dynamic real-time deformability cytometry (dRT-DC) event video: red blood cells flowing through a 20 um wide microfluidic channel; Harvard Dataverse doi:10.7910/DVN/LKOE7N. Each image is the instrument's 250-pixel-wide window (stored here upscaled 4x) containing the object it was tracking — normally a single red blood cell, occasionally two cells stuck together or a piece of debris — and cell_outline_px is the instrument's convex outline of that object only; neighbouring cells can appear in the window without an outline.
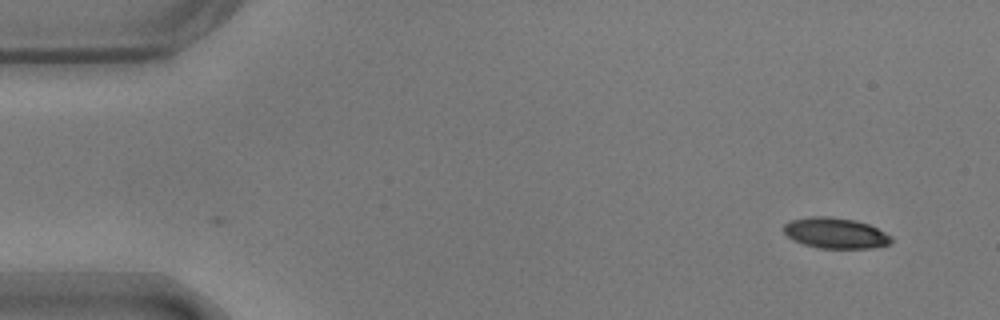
{"species": "common noctule bat (a hibernating species)", "species_latin": "Nyctalus noctula", "temperature_condition": "warm", "stored_images_in_passage": 52, "camera_frame_rate_fps": 3000, "um_per_image_px": 0.085, "animal": {"sex": "male", "body_mass_g": 17.9}, "frame": {"image": 1, "passage_image": 1, "time_ms": 0.0, "image_size_px": [1000, 320], "cell_outline_px": [[892, 240], [888, 244], [872, 248], [816, 248], [792, 240], [784, 232], [784, 224], [788, 220], [808, 216], [828, 216], [856, 220], [868, 224], [892, 236]], "centroid_in_image_um": [70.97, 19.8], "position_along_channel_um": 14.0, "area_um2": 19.36}}
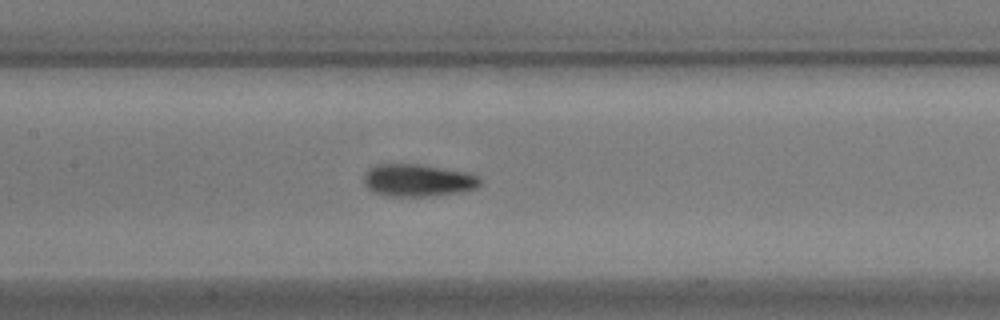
{"frame": {"image": 2, "passage_image": 23, "time_ms": 7.333, "image_size_px": [1000, 320], "cell_outline_px": [[480, 184], [476, 188], [456, 192], [432, 196], [388, 196], [376, 192], [368, 188], [364, 184], [364, 172], [368, 168], [376, 164], [420, 164], [468, 172], [480, 176]], "centroid_in_image_um": [35.5, 15.31], "position_along_channel_um": 171.9, "area_um2": 21.96}}
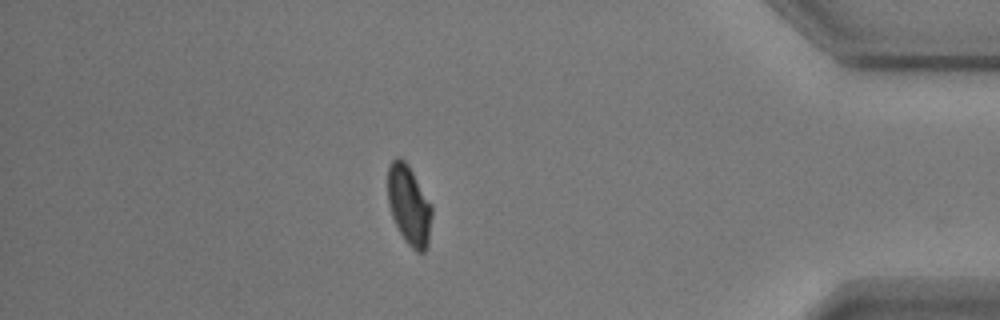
{"frame": {"image": 3, "passage_image": 45, "time_ms": 14.667, "image_size_px": [1000, 320], "cell_outline_px": [[432, 216], [428, 244], [424, 252], [416, 252], [404, 240], [392, 216], [388, 204], [388, 168], [392, 160], [396, 156], [404, 160], [408, 164], [432, 204]], "centroid_in_image_um": [34.78, 17.44], "position_along_channel_um": 400.4, "area_um2": 20.52}, "authors_computed_cell_mechanics": {"area_um2": 20.9525, "velocity_mm_per_s": 3.6492, "shape_relaxation_time_tau1_ms": 2.9958, "shape_relaxation_time_tau2_ms": 2.1164, "deformation_change_tau1": 0.1227, "deformation_change_tau2": 0.0678}}